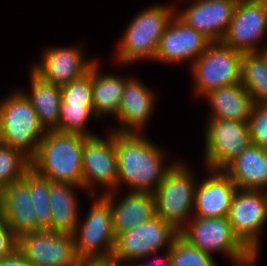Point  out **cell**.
I'll return each instance as SVG.
<instances>
[{
    "label": "cell",
    "mask_w": 267,
    "mask_h": 266,
    "mask_svg": "<svg viewBox=\"0 0 267 266\" xmlns=\"http://www.w3.org/2000/svg\"><path fill=\"white\" fill-rule=\"evenodd\" d=\"M114 141L118 169L117 191L126 185L129 192L153 193L178 162L167 164L165 150L143 133L114 132Z\"/></svg>",
    "instance_id": "obj_1"
},
{
    "label": "cell",
    "mask_w": 267,
    "mask_h": 266,
    "mask_svg": "<svg viewBox=\"0 0 267 266\" xmlns=\"http://www.w3.org/2000/svg\"><path fill=\"white\" fill-rule=\"evenodd\" d=\"M86 135L47 131L39 143L31 168L55 183L83 188L82 159Z\"/></svg>",
    "instance_id": "obj_2"
},
{
    "label": "cell",
    "mask_w": 267,
    "mask_h": 266,
    "mask_svg": "<svg viewBox=\"0 0 267 266\" xmlns=\"http://www.w3.org/2000/svg\"><path fill=\"white\" fill-rule=\"evenodd\" d=\"M175 8L171 3L154 4L137 13L118 42L115 51L118 64L126 66L141 60L154 62L159 41L175 15Z\"/></svg>",
    "instance_id": "obj_3"
},
{
    "label": "cell",
    "mask_w": 267,
    "mask_h": 266,
    "mask_svg": "<svg viewBox=\"0 0 267 266\" xmlns=\"http://www.w3.org/2000/svg\"><path fill=\"white\" fill-rule=\"evenodd\" d=\"M46 132L21 90L0 100V143L20 150L31 160Z\"/></svg>",
    "instance_id": "obj_4"
},
{
    "label": "cell",
    "mask_w": 267,
    "mask_h": 266,
    "mask_svg": "<svg viewBox=\"0 0 267 266\" xmlns=\"http://www.w3.org/2000/svg\"><path fill=\"white\" fill-rule=\"evenodd\" d=\"M179 235L202 252L227 255L233 265L255 266L258 258L234 234L228 217H192L179 231Z\"/></svg>",
    "instance_id": "obj_5"
},
{
    "label": "cell",
    "mask_w": 267,
    "mask_h": 266,
    "mask_svg": "<svg viewBox=\"0 0 267 266\" xmlns=\"http://www.w3.org/2000/svg\"><path fill=\"white\" fill-rule=\"evenodd\" d=\"M194 171L177 162L153 192L156 216L180 231L193 217L195 189L199 180Z\"/></svg>",
    "instance_id": "obj_6"
},
{
    "label": "cell",
    "mask_w": 267,
    "mask_h": 266,
    "mask_svg": "<svg viewBox=\"0 0 267 266\" xmlns=\"http://www.w3.org/2000/svg\"><path fill=\"white\" fill-rule=\"evenodd\" d=\"M242 54L222 42H211L191 65L193 93L202 98L209 91L241 82Z\"/></svg>",
    "instance_id": "obj_7"
},
{
    "label": "cell",
    "mask_w": 267,
    "mask_h": 266,
    "mask_svg": "<svg viewBox=\"0 0 267 266\" xmlns=\"http://www.w3.org/2000/svg\"><path fill=\"white\" fill-rule=\"evenodd\" d=\"M179 235L171 224L158 216L129 229L115 237L112 257L121 264H132L149 260L163 248L170 249Z\"/></svg>",
    "instance_id": "obj_8"
},
{
    "label": "cell",
    "mask_w": 267,
    "mask_h": 266,
    "mask_svg": "<svg viewBox=\"0 0 267 266\" xmlns=\"http://www.w3.org/2000/svg\"><path fill=\"white\" fill-rule=\"evenodd\" d=\"M205 124V167L223 171L251 144L248 122L207 118Z\"/></svg>",
    "instance_id": "obj_9"
},
{
    "label": "cell",
    "mask_w": 267,
    "mask_h": 266,
    "mask_svg": "<svg viewBox=\"0 0 267 266\" xmlns=\"http://www.w3.org/2000/svg\"><path fill=\"white\" fill-rule=\"evenodd\" d=\"M88 197L93 204L84 219L80 216L73 235L76 252L79 258L112 257L115 235L110 205L100 194Z\"/></svg>",
    "instance_id": "obj_10"
},
{
    "label": "cell",
    "mask_w": 267,
    "mask_h": 266,
    "mask_svg": "<svg viewBox=\"0 0 267 266\" xmlns=\"http://www.w3.org/2000/svg\"><path fill=\"white\" fill-rule=\"evenodd\" d=\"M82 171L83 189L87 191L88 196L96 195L97 192L93 190L97 185L102 186L104 190L101 195L117 190L118 169L114 131H108L104 137L96 134L84 139Z\"/></svg>",
    "instance_id": "obj_11"
},
{
    "label": "cell",
    "mask_w": 267,
    "mask_h": 266,
    "mask_svg": "<svg viewBox=\"0 0 267 266\" xmlns=\"http://www.w3.org/2000/svg\"><path fill=\"white\" fill-rule=\"evenodd\" d=\"M228 220L234 234L259 258L261 230L267 223V191L237 189Z\"/></svg>",
    "instance_id": "obj_12"
},
{
    "label": "cell",
    "mask_w": 267,
    "mask_h": 266,
    "mask_svg": "<svg viewBox=\"0 0 267 266\" xmlns=\"http://www.w3.org/2000/svg\"><path fill=\"white\" fill-rule=\"evenodd\" d=\"M266 34L267 6L264 0L240 1L236 3L221 42L241 53L262 52L266 51L267 42L260 47V41Z\"/></svg>",
    "instance_id": "obj_13"
},
{
    "label": "cell",
    "mask_w": 267,
    "mask_h": 266,
    "mask_svg": "<svg viewBox=\"0 0 267 266\" xmlns=\"http://www.w3.org/2000/svg\"><path fill=\"white\" fill-rule=\"evenodd\" d=\"M17 250L31 266H76L79 260L74 236L49 230L23 235Z\"/></svg>",
    "instance_id": "obj_14"
},
{
    "label": "cell",
    "mask_w": 267,
    "mask_h": 266,
    "mask_svg": "<svg viewBox=\"0 0 267 266\" xmlns=\"http://www.w3.org/2000/svg\"><path fill=\"white\" fill-rule=\"evenodd\" d=\"M81 46L46 48L42 59L32 64L31 70L44 81L63 86L87 72L97 59H85Z\"/></svg>",
    "instance_id": "obj_15"
},
{
    "label": "cell",
    "mask_w": 267,
    "mask_h": 266,
    "mask_svg": "<svg viewBox=\"0 0 267 266\" xmlns=\"http://www.w3.org/2000/svg\"><path fill=\"white\" fill-rule=\"evenodd\" d=\"M210 43L202 33L174 15L159 41L154 61L165 64L189 61L191 66Z\"/></svg>",
    "instance_id": "obj_16"
},
{
    "label": "cell",
    "mask_w": 267,
    "mask_h": 266,
    "mask_svg": "<svg viewBox=\"0 0 267 266\" xmlns=\"http://www.w3.org/2000/svg\"><path fill=\"white\" fill-rule=\"evenodd\" d=\"M236 3V0H192L183 10L175 9V15L211 42H221L232 20Z\"/></svg>",
    "instance_id": "obj_17"
},
{
    "label": "cell",
    "mask_w": 267,
    "mask_h": 266,
    "mask_svg": "<svg viewBox=\"0 0 267 266\" xmlns=\"http://www.w3.org/2000/svg\"><path fill=\"white\" fill-rule=\"evenodd\" d=\"M156 93L137 77L130 76L124 87L116 121V133H142L156 106Z\"/></svg>",
    "instance_id": "obj_18"
},
{
    "label": "cell",
    "mask_w": 267,
    "mask_h": 266,
    "mask_svg": "<svg viewBox=\"0 0 267 266\" xmlns=\"http://www.w3.org/2000/svg\"><path fill=\"white\" fill-rule=\"evenodd\" d=\"M195 189L193 217H228L237 186L224 171L206 170Z\"/></svg>",
    "instance_id": "obj_19"
},
{
    "label": "cell",
    "mask_w": 267,
    "mask_h": 266,
    "mask_svg": "<svg viewBox=\"0 0 267 266\" xmlns=\"http://www.w3.org/2000/svg\"><path fill=\"white\" fill-rule=\"evenodd\" d=\"M116 194L119 195L117 190L101 195L110 205L115 237L156 216V201L153 193L128 192L119 200Z\"/></svg>",
    "instance_id": "obj_20"
},
{
    "label": "cell",
    "mask_w": 267,
    "mask_h": 266,
    "mask_svg": "<svg viewBox=\"0 0 267 266\" xmlns=\"http://www.w3.org/2000/svg\"><path fill=\"white\" fill-rule=\"evenodd\" d=\"M238 189L267 191V151L250 144L223 170Z\"/></svg>",
    "instance_id": "obj_21"
},
{
    "label": "cell",
    "mask_w": 267,
    "mask_h": 266,
    "mask_svg": "<svg viewBox=\"0 0 267 266\" xmlns=\"http://www.w3.org/2000/svg\"><path fill=\"white\" fill-rule=\"evenodd\" d=\"M204 97L211 108L207 118L248 122L255 105L241 82L209 91Z\"/></svg>",
    "instance_id": "obj_22"
},
{
    "label": "cell",
    "mask_w": 267,
    "mask_h": 266,
    "mask_svg": "<svg viewBox=\"0 0 267 266\" xmlns=\"http://www.w3.org/2000/svg\"><path fill=\"white\" fill-rule=\"evenodd\" d=\"M79 188L84 190L82 187L67 183H50L48 197L51 207V226L49 231L74 235L81 215L78 196L75 192Z\"/></svg>",
    "instance_id": "obj_23"
},
{
    "label": "cell",
    "mask_w": 267,
    "mask_h": 266,
    "mask_svg": "<svg viewBox=\"0 0 267 266\" xmlns=\"http://www.w3.org/2000/svg\"><path fill=\"white\" fill-rule=\"evenodd\" d=\"M33 209L28 184L23 179L7 186L3 218L17 240L23 235L37 232V218Z\"/></svg>",
    "instance_id": "obj_24"
},
{
    "label": "cell",
    "mask_w": 267,
    "mask_h": 266,
    "mask_svg": "<svg viewBox=\"0 0 267 266\" xmlns=\"http://www.w3.org/2000/svg\"><path fill=\"white\" fill-rule=\"evenodd\" d=\"M92 72L93 105L96 119L117 117L125 83L130 76L103 73L98 60L90 68Z\"/></svg>",
    "instance_id": "obj_25"
},
{
    "label": "cell",
    "mask_w": 267,
    "mask_h": 266,
    "mask_svg": "<svg viewBox=\"0 0 267 266\" xmlns=\"http://www.w3.org/2000/svg\"><path fill=\"white\" fill-rule=\"evenodd\" d=\"M30 88L26 92L21 91L28 98L31 105L37 112L39 121L46 131H55L59 126V112L62 88L44 81L31 69Z\"/></svg>",
    "instance_id": "obj_26"
},
{
    "label": "cell",
    "mask_w": 267,
    "mask_h": 266,
    "mask_svg": "<svg viewBox=\"0 0 267 266\" xmlns=\"http://www.w3.org/2000/svg\"><path fill=\"white\" fill-rule=\"evenodd\" d=\"M241 83L255 104H267V52L243 53Z\"/></svg>",
    "instance_id": "obj_27"
},
{
    "label": "cell",
    "mask_w": 267,
    "mask_h": 266,
    "mask_svg": "<svg viewBox=\"0 0 267 266\" xmlns=\"http://www.w3.org/2000/svg\"><path fill=\"white\" fill-rule=\"evenodd\" d=\"M27 184L32 198L35 216L37 218V232L48 230L51 226V207L49 190L51 181L37 174L30 168L22 178Z\"/></svg>",
    "instance_id": "obj_28"
},
{
    "label": "cell",
    "mask_w": 267,
    "mask_h": 266,
    "mask_svg": "<svg viewBox=\"0 0 267 266\" xmlns=\"http://www.w3.org/2000/svg\"><path fill=\"white\" fill-rule=\"evenodd\" d=\"M92 117L95 118L94 105H69L68 103H60L59 126L55 131L61 133H77L86 136L96 135L87 127Z\"/></svg>",
    "instance_id": "obj_29"
},
{
    "label": "cell",
    "mask_w": 267,
    "mask_h": 266,
    "mask_svg": "<svg viewBox=\"0 0 267 266\" xmlns=\"http://www.w3.org/2000/svg\"><path fill=\"white\" fill-rule=\"evenodd\" d=\"M30 168L31 162L26 155L0 143V184L8 186L21 180Z\"/></svg>",
    "instance_id": "obj_30"
},
{
    "label": "cell",
    "mask_w": 267,
    "mask_h": 266,
    "mask_svg": "<svg viewBox=\"0 0 267 266\" xmlns=\"http://www.w3.org/2000/svg\"><path fill=\"white\" fill-rule=\"evenodd\" d=\"M171 266H217L214 257L192 246L178 235L169 249Z\"/></svg>",
    "instance_id": "obj_31"
},
{
    "label": "cell",
    "mask_w": 267,
    "mask_h": 266,
    "mask_svg": "<svg viewBox=\"0 0 267 266\" xmlns=\"http://www.w3.org/2000/svg\"><path fill=\"white\" fill-rule=\"evenodd\" d=\"M60 103L69 105H93L92 72L61 86Z\"/></svg>",
    "instance_id": "obj_32"
},
{
    "label": "cell",
    "mask_w": 267,
    "mask_h": 266,
    "mask_svg": "<svg viewBox=\"0 0 267 266\" xmlns=\"http://www.w3.org/2000/svg\"><path fill=\"white\" fill-rule=\"evenodd\" d=\"M251 143L267 151V104H255L248 120Z\"/></svg>",
    "instance_id": "obj_33"
},
{
    "label": "cell",
    "mask_w": 267,
    "mask_h": 266,
    "mask_svg": "<svg viewBox=\"0 0 267 266\" xmlns=\"http://www.w3.org/2000/svg\"><path fill=\"white\" fill-rule=\"evenodd\" d=\"M17 249V239L14 237L8 222L0 216V260L10 256Z\"/></svg>",
    "instance_id": "obj_34"
},
{
    "label": "cell",
    "mask_w": 267,
    "mask_h": 266,
    "mask_svg": "<svg viewBox=\"0 0 267 266\" xmlns=\"http://www.w3.org/2000/svg\"><path fill=\"white\" fill-rule=\"evenodd\" d=\"M117 263L113 257L79 258L76 266H115Z\"/></svg>",
    "instance_id": "obj_35"
},
{
    "label": "cell",
    "mask_w": 267,
    "mask_h": 266,
    "mask_svg": "<svg viewBox=\"0 0 267 266\" xmlns=\"http://www.w3.org/2000/svg\"><path fill=\"white\" fill-rule=\"evenodd\" d=\"M0 266H31V264L16 249L10 256L0 260Z\"/></svg>",
    "instance_id": "obj_36"
},
{
    "label": "cell",
    "mask_w": 267,
    "mask_h": 266,
    "mask_svg": "<svg viewBox=\"0 0 267 266\" xmlns=\"http://www.w3.org/2000/svg\"><path fill=\"white\" fill-rule=\"evenodd\" d=\"M153 258L154 257L151 258L152 260H150L148 264L142 263L143 264L142 265L140 263V265H139V264L135 263L134 266H171L169 250H166L164 257H162V258L157 257V259L156 258L153 259Z\"/></svg>",
    "instance_id": "obj_37"
},
{
    "label": "cell",
    "mask_w": 267,
    "mask_h": 266,
    "mask_svg": "<svg viewBox=\"0 0 267 266\" xmlns=\"http://www.w3.org/2000/svg\"><path fill=\"white\" fill-rule=\"evenodd\" d=\"M7 186L0 184V216H4L5 213V201H6Z\"/></svg>",
    "instance_id": "obj_38"
},
{
    "label": "cell",
    "mask_w": 267,
    "mask_h": 266,
    "mask_svg": "<svg viewBox=\"0 0 267 266\" xmlns=\"http://www.w3.org/2000/svg\"><path fill=\"white\" fill-rule=\"evenodd\" d=\"M115 266H134L132 264H121V263H117Z\"/></svg>",
    "instance_id": "obj_39"
},
{
    "label": "cell",
    "mask_w": 267,
    "mask_h": 266,
    "mask_svg": "<svg viewBox=\"0 0 267 266\" xmlns=\"http://www.w3.org/2000/svg\"><path fill=\"white\" fill-rule=\"evenodd\" d=\"M237 2H240V1H259V0H236Z\"/></svg>",
    "instance_id": "obj_40"
}]
</instances>
